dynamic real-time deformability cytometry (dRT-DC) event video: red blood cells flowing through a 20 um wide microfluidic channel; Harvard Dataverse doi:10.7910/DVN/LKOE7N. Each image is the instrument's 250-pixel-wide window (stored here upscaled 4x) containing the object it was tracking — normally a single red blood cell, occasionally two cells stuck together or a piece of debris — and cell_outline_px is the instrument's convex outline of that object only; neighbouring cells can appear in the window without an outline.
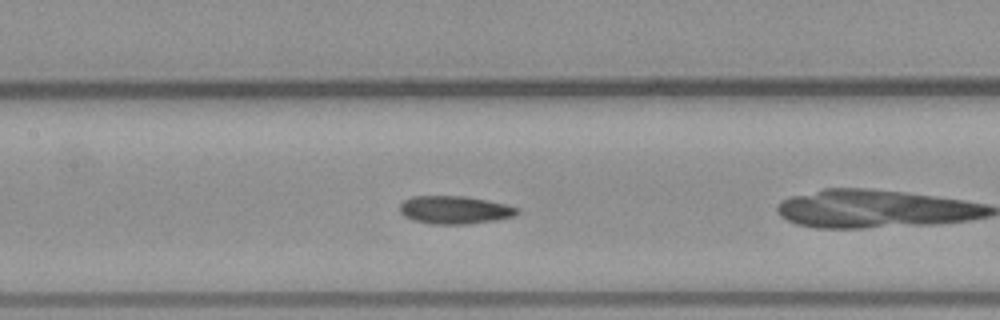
{"species": "common noctule bat (a hibernating species)", "species_latin": "Nyctalus noctula", "temperature_condition": "warm", "stored_images_in_passage": 43, "camera_frame_rate_fps": 3000, "um_per_image_px": 0.085, "animal": {"sex": "male", "body_mass_g": 23.1, "forearm_length_mm": 52.7}, "frame": {"image": 1, "passage_image": 17, "time_ms": 5.333, "image_size_px": [1000, 320], "cell_outline_px": [[520, 212], [516, 216], [496, 220], [468, 224], [428, 224], [404, 216], [400, 212], [400, 204], [404, 200], [412, 196], [468, 196], [504, 204], [520, 208]], "centroid_in_image_um": [38.68, 17.84], "position_along_channel_um": 168.7, "area_um2": 19.25}}
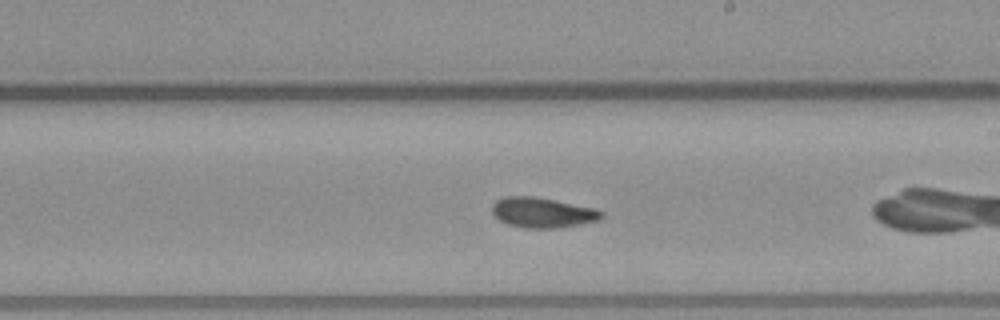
{"frame": {"image": 2, "passage_image": 22, "time_ms": 7.0, "image_size_px": [1000, 320], "cell_outline_px": [[604, 216], [600, 220], [580, 224], [552, 228], [524, 228], [508, 224], [500, 220], [492, 212], [492, 204], [496, 200], [504, 196], [532, 196], [596, 208], [604, 212]], "centroid_in_image_um": [46.12, 18.06], "position_along_channel_um": 242.9, "area_um2": 19.19}}
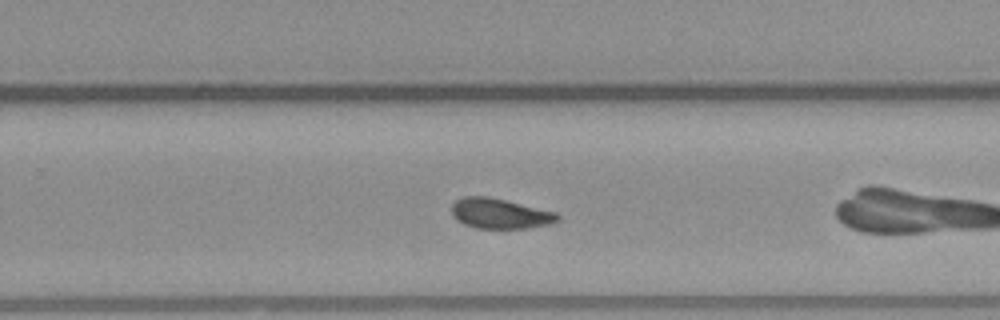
{"frame": {"image": 3, "passage_image": 25, "time_ms": 8.0, "image_size_px": [1000, 320], "cell_outline_px": [[560, 220], [552, 224], [532, 228], [476, 228], [464, 224], [456, 220], [452, 216], [452, 204], [456, 200], [464, 196], [488, 196], [556, 212], [560, 216]], "centroid_in_image_um": [42.51, 18.16], "position_along_channel_um": 287.3, "area_um2": 18.79}}